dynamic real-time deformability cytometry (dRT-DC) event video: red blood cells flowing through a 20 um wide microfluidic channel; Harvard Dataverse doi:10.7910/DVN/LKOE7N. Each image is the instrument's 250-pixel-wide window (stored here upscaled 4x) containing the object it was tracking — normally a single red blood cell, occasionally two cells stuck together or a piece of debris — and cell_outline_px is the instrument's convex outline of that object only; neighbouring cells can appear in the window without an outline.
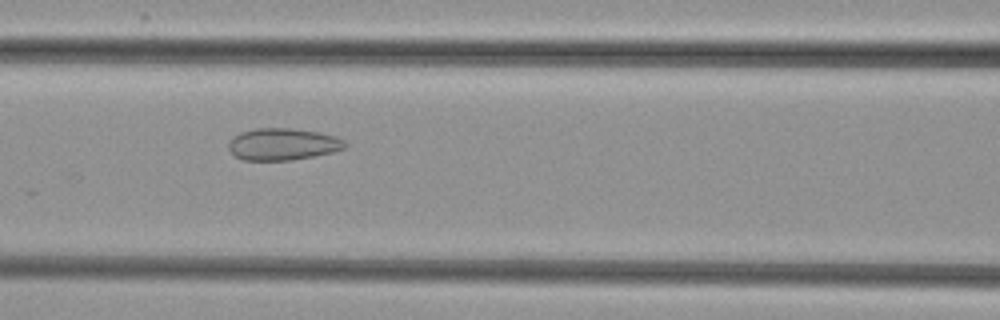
{"species": "common noctule bat (a hibernating species)", "species_latin": "Nyctalus noctula", "temperature_condition": "cold", "stored_images_in_passage": 33, "camera_frame_rate_fps": 3000, "um_per_image_px": 0.085, "animal": {"sex": "female", "body_mass_g": 29.2, "forearm_length_mm": 56.3}, "frame": {"image": 1, "passage_image": 11, "time_ms": 3.333, "image_size_px": [1000, 320], "cell_outline_px": [[348, 144], [344, 148], [332, 152], [292, 160], [244, 160], [236, 156], [228, 148], [228, 144], [232, 136], [240, 132], [256, 128], [292, 128], [316, 132], [336, 136], [344, 140]], "centroid_in_image_um": [24.02, 12.25], "position_along_channel_um": 142.6, "area_um2": 21.62}}
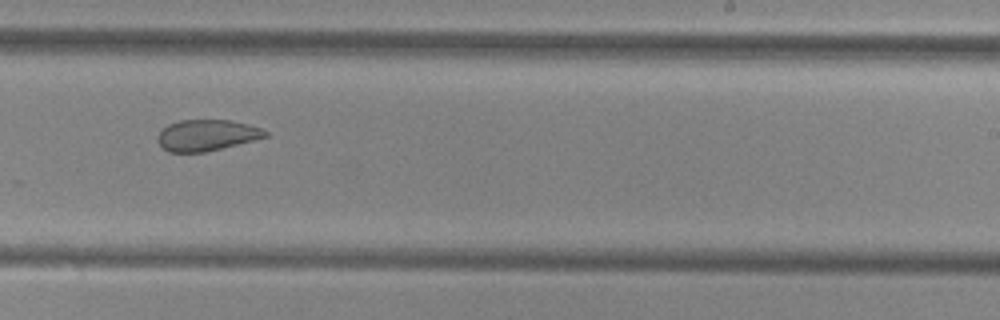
{"frame": {"image": 2, "passage_image": 21, "time_ms": 6.667, "image_size_px": [1000, 320], "cell_outline_px": [[268, 136], [204, 152], [168, 152], [160, 144], [156, 136], [168, 124], [180, 120], [228, 120], [248, 124], [264, 128], [268, 132]], "centroid_in_image_um": [17.57, 11.48], "position_along_channel_um": 271.4, "area_um2": 19.31}}
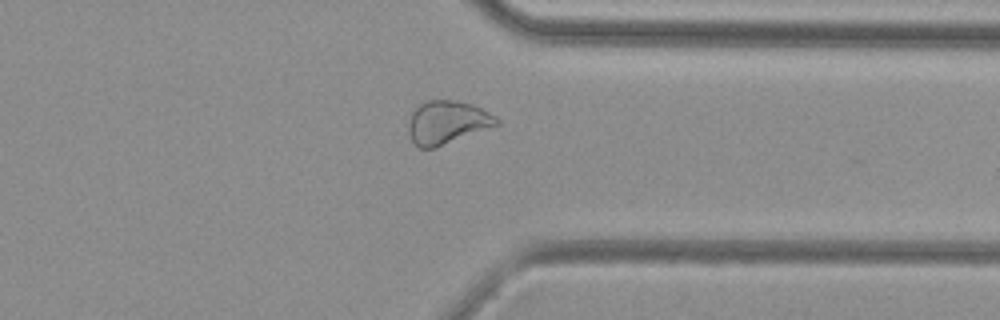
{"frame": {"image": 3, "passage_image": 29, "time_ms": 9.333, "image_size_px": [1000, 320], "cell_outline_px": [[500, 124], [436, 148], [420, 148], [412, 140], [408, 132], [408, 124], [412, 112], [420, 104], [428, 100], [456, 100], [472, 104], [496, 116], [500, 120]], "centroid_in_image_um": [38.02, 10.4], "position_along_channel_um": 373.4, "area_um2": 22.2}}